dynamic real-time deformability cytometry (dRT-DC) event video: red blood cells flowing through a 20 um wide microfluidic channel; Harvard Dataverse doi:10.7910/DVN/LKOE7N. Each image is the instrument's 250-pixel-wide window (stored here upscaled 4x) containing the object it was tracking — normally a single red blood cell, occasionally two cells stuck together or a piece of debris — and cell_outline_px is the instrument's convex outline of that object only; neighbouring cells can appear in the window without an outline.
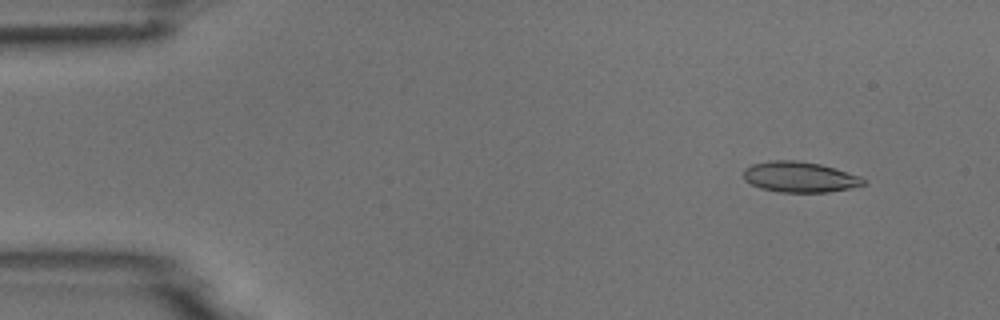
{"species": "common noctule bat (a hibernating species)", "species_latin": "Nyctalus noctula", "temperature_condition": "room temperature", "stored_images_in_passage": 5, "camera_frame_rate_fps": 3000, "um_per_image_px": 0.085, "animal": {"sex": "male", "body_mass_g": 18.8}, "frame": {"image": 1, "passage_image": 2, "time_ms": 1.333, "image_size_px": [1000, 320], "cell_outline_px": [[868, 184], [828, 192], [780, 192], [760, 188], [744, 180], [744, 168], [752, 164], [768, 160], [796, 160], [820, 164], [836, 168], [860, 176], [868, 180]], "centroid_in_image_um": [67.99, 15.04], "position_along_channel_um": 17.0, "area_um2": 21.56}}
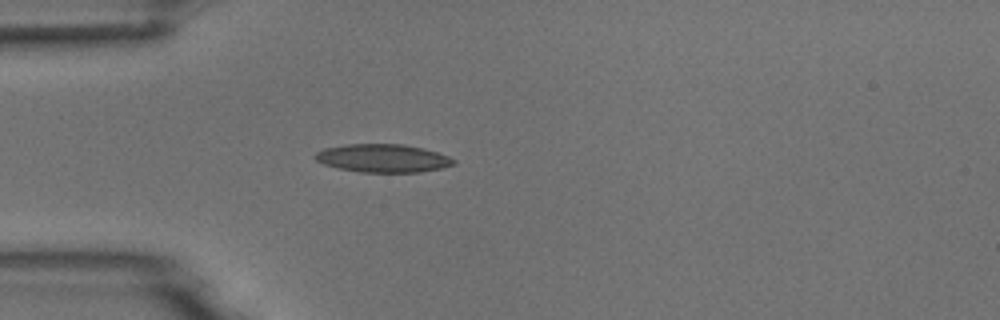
{"frame": {"image": 2, "passage_image": 5, "time_ms": 4.667, "image_size_px": [1000, 320], "cell_outline_px": [[456, 164], [440, 168], [420, 172], [360, 172], [340, 168], [324, 164], [316, 160], [312, 156], [316, 152], [324, 148], [344, 144], [404, 144], [424, 148], [448, 156], [456, 160]], "centroid_in_image_um": [32.54, 13.44], "position_along_channel_um": 52.5, "area_um2": 22.77}}